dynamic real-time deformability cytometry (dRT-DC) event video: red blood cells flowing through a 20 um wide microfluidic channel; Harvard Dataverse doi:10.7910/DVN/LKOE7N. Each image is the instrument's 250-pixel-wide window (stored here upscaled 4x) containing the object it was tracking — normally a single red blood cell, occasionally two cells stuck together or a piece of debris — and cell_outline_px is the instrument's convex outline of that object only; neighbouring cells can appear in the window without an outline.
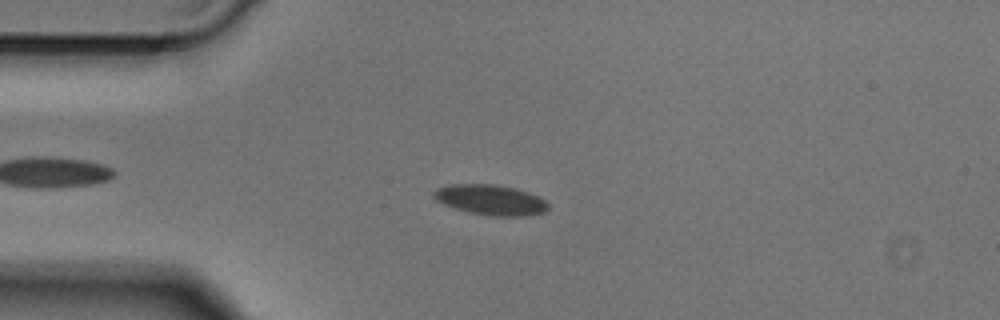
{"species": "Egyptian fruit bat (a non-hibernating species)", "species_latin": "Rousettus aegyptiacus", "temperature_condition": "cold", "stored_images_in_passage": 47, "camera_frame_rate_fps": 3000, "um_per_image_px": 0.085, "animal": {"sex": "male"}, "frame": {"image": 1, "passage_image": 9, "time_ms": 2.667, "image_size_px": [1000, 320], "cell_outline_px": [[548, 208], [544, 212], [528, 216], [492, 216], [468, 212], [444, 204], [436, 200], [432, 196], [432, 192], [436, 188], [452, 184], [492, 184], [516, 188], [540, 196], [548, 204]], "centroid_in_image_um": [41.7, 16.98], "position_along_channel_um": 43.3, "area_um2": 20.29}}
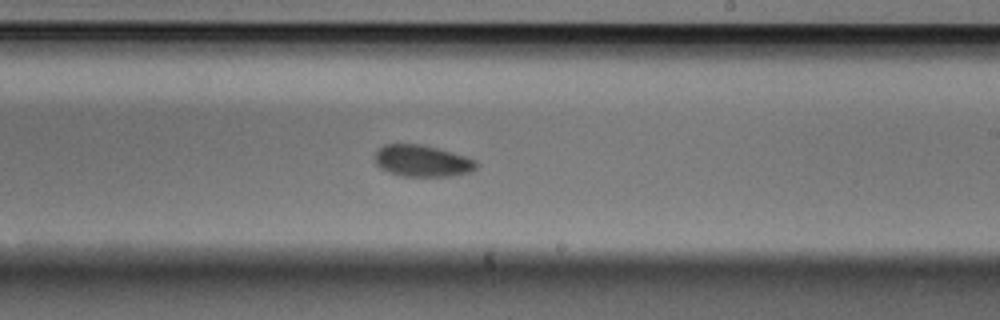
{"frame": {"image": 2, "passage_image": 26, "time_ms": 8.333, "image_size_px": [1000, 320], "cell_outline_px": [[480, 164], [472, 172], [448, 176], [400, 176], [380, 168], [376, 164], [376, 152], [384, 144], [420, 144], [436, 148], [464, 156], [476, 160]], "centroid_in_image_um": [35.91, 13.68], "position_along_channel_um": 253.1, "area_um2": 18.55}}
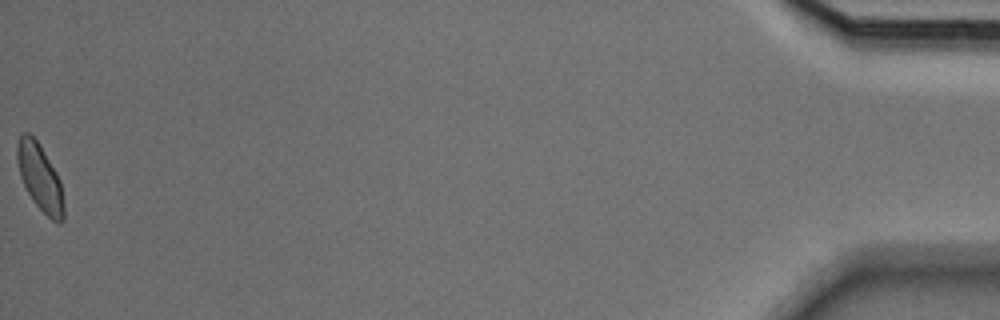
{"frame": {"image": 3, "passage_image": 47, "time_ms": 15.333, "image_size_px": [1000, 320], "cell_outline_px": [[64, 220], [60, 224], [56, 224], [32, 200], [20, 176], [16, 160], [16, 144], [20, 132], [28, 132], [40, 144], [56, 172], [60, 180], [64, 208]], "centroid_in_image_um": [3.38, 15.06], "position_along_channel_um": 431.8, "area_um2": 18.26}}